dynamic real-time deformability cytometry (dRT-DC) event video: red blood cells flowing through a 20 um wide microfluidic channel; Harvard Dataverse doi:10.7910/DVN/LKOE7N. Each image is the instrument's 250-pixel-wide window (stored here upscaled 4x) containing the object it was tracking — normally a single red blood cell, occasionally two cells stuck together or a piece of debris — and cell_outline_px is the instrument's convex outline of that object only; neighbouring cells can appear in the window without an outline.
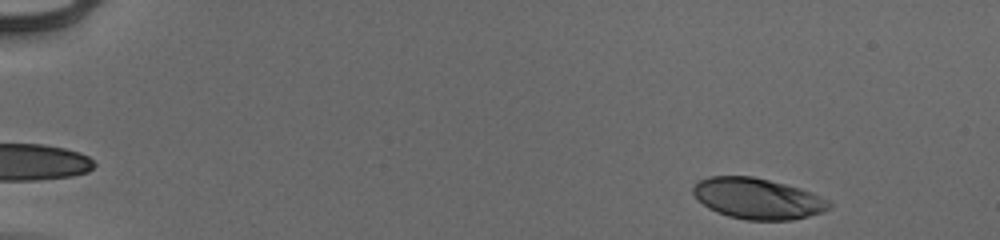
{"species": "human", "species_latin": "Homo sapiens", "temperature_condition": "cold", "stored_images_in_passage": 50, "camera_frame_rate_fps": 3000, "um_per_image_px": 0.085, "donor": {"sex": "male"}, "frame": {"image": 1, "passage_image": 2, "time_ms": 0.333, "image_size_px": [1000, 240], "cell_outline_px": [[832, 204], [824, 212], [792, 220], [748, 220], [728, 216], [716, 212], [708, 208], [692, 192], [692, 184], [708, 176], [752, 176], [800, 188], [832, 200]], "centroid_in_image_um": [64.41, 16.88], "position_along_channel_um": 20.6, "area_um2": 32.48}}
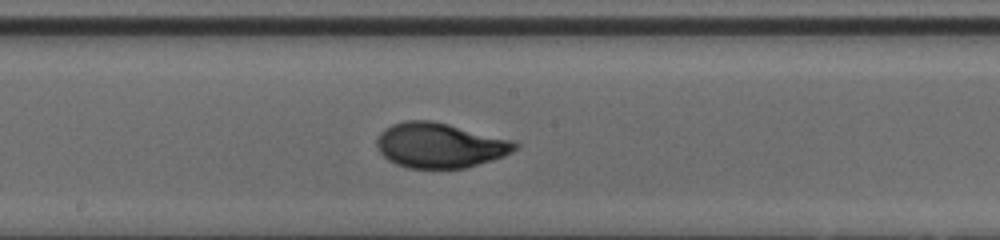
{"frame": {"image": 2, "passage_image": 27, "time_ms": 8.667, "image_size_px": [1000, 240], "cell_outline_px": [[520, 144], [512, 152], [504, 156], [492, 160], [464, 168], [404, 168], [388, 160], [376, 148], [376, 140], [380, 132], [384, 128], [392, 124], [404, 120], [432, 120], [516, 140]], "centroid_in_image_um": [37.39, 12.34], "position_along_channel_um": 210.8, "area_um2": 36.65}}
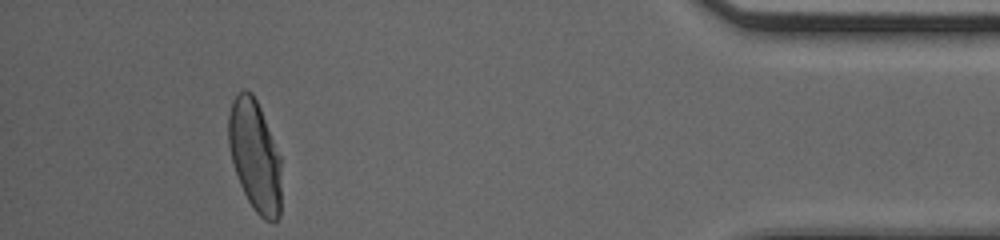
{"frame": {"image": 3, "passage_image": 46, "time_ms": 15.0, "image_size_px": [1000, 240], "cell_outline_px": [[280, 216], [272, 224], [264, 220], [252, 208], [240, 184], [232, 160], [228, 144], [228, 116], [232, 100], [244, 88], [252, 92], [260, 108], [280, 156]], "centroid_in_image_um": [21.65, 13.26], "position_along_channel_um": 413.5, "area_um2": 34.1}, "authors_computed_cell_mechanics": {"area_um2": 34.5355, "velocity_mm_per_s": 3.9661, "shape_relaxation_time_tau1_ms": 4.0578, "shape_relaxation_time_tau2_ms": null, "deformation_change_tau1": 0.1956, "deformation_change_tau2": null}}